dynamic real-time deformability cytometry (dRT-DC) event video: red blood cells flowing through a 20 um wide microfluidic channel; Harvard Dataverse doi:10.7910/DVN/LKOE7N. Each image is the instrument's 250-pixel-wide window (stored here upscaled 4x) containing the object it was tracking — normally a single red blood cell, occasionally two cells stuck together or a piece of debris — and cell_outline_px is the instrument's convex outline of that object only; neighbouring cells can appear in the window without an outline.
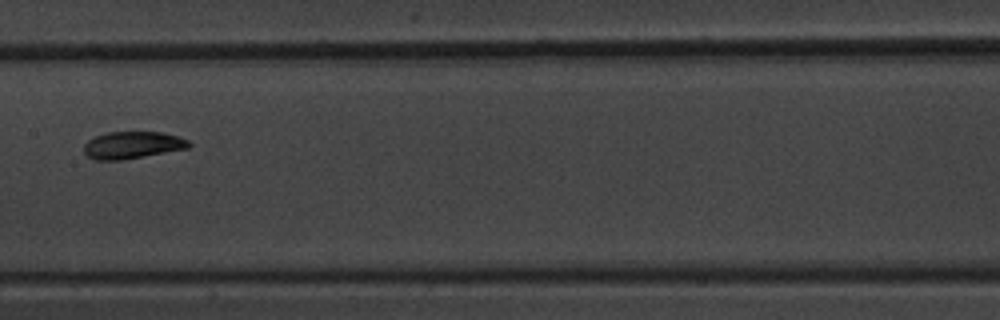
{"species": "common noctule bat (a hibernating species)", "species_latin": "Nyctalus noctula", "temperature_condition": "warm", "stored_images_in_passage": 11, "camera_frame_rate_fps": 3000, "um_per_image_px": 0.085, "animal": {"sex": "male", "body_mass_g": 20.1, "forearm_length_mm": 53.5}, "frame": {"image": 1, "passage_image": 4, "time_ms": 3.667, "image_size_px": [1000, 320], "cell_outline_px": [[192, 144], [188, 148], [124, 160], [96, 160], [88, 156], [84, 152], [84, 144], [88, 140], [96, 136], [108, 132], [160, 132], [180, 136], [188, 140]], "centroid_in_image_um": [11.27, 12.33], "position_along_channel_um": 196.1, "area_um2": 16.65}}
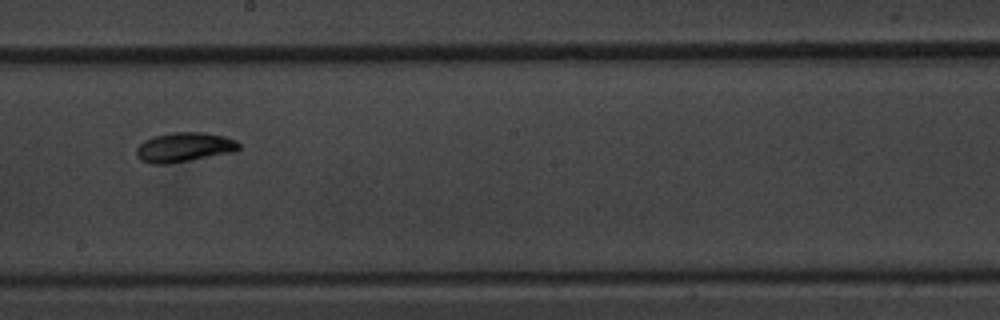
{"frame": {"image": 2, "passage_image": 5, "time_ms": 4.667, "image_size_px": [1000, 320], "cell_outline_px": [[240, 148], [236, 152], [168, 164], [152, 164], [140, 160], [136, 156], [136, 148], [144, 140], [152, 136], [172, 132], [204, 132], [224, 136], [236, 140], [240, 144]], "centroid_in_image_um": [15.66, 12.51], "position_along_channel_um": 232.5, "area_um2": 17.92}}
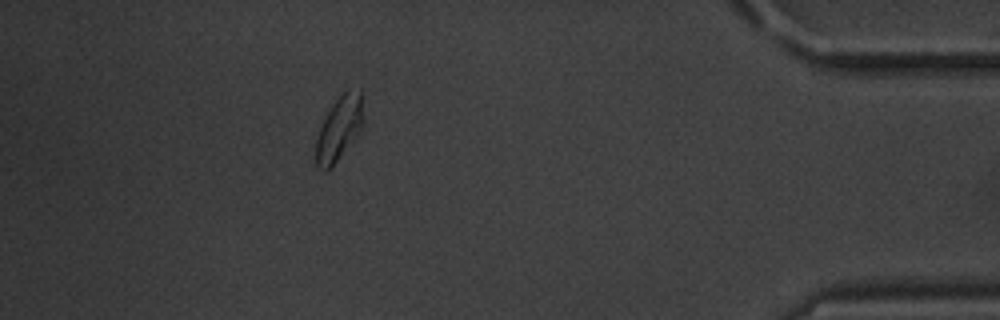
{"frame": {"image": 3, "passage_image": 10, "time_ms": 10.667, "image_size_px": [1000, 320], "cell_outline_px": [[364, 128], [336, 160], [324, 172], [316, 168], [316, 136], [332, 104], [348, 88], [360, 88], [364, 120]], "centroid_in_image_um": [28.86, 10.88], "position_along_channel_um": 406.3, "area_um2": 17.74}, "authors_computed_cell_mechanics": {"area_um2": 16.8776, "velocity_mm_per_s": 3.6649, "shape_relaxation_time_tau1_ms": 1.7124, "shape_relaxation_time_tau2_ms": 2.2674, "deformation_change_tau1": 0.0926, "deformation_change_tau2": 0.0353}}